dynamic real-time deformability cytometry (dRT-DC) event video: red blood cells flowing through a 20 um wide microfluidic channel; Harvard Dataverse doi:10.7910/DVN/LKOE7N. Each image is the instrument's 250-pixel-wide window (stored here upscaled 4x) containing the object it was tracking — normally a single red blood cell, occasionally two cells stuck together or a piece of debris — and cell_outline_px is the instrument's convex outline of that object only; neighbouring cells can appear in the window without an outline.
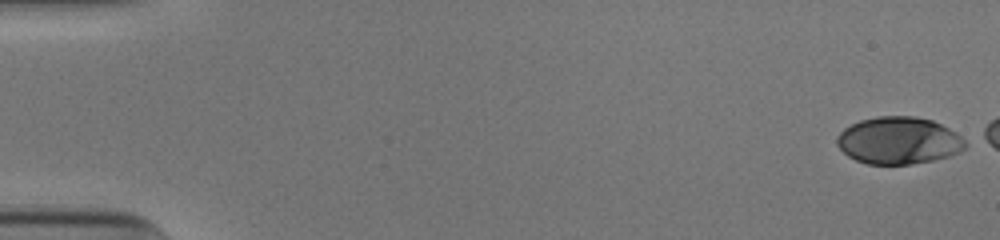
{"species": "human", "species_latin": "Homo sapiens", "temperature_condition": "cold", "stored_images_in_passage": 12, "camera_frame_rate_fps": 3000, "um_per_image_px": 0.085, "donor": {"sex": "male"}, "frame": {"image": 1, "passage_image": 1, "time_ms": 0.0, "image_size_px": [1000, 240], "cell_outline_px": [[968, 144], [960, 152], [948, 156], [932, 160], [912, 164], [868, 164], [856, 160], [848, 156], [836, 144], [836, 136], [844, 128], [860, 120], [876, 116], [916, 116], [932, 120], [956, 132], [968, 140]], "centroid_in_image_um": [76.4, 11.94], "position_along_channel_um": 8.6, "area_um2": 35.49}}